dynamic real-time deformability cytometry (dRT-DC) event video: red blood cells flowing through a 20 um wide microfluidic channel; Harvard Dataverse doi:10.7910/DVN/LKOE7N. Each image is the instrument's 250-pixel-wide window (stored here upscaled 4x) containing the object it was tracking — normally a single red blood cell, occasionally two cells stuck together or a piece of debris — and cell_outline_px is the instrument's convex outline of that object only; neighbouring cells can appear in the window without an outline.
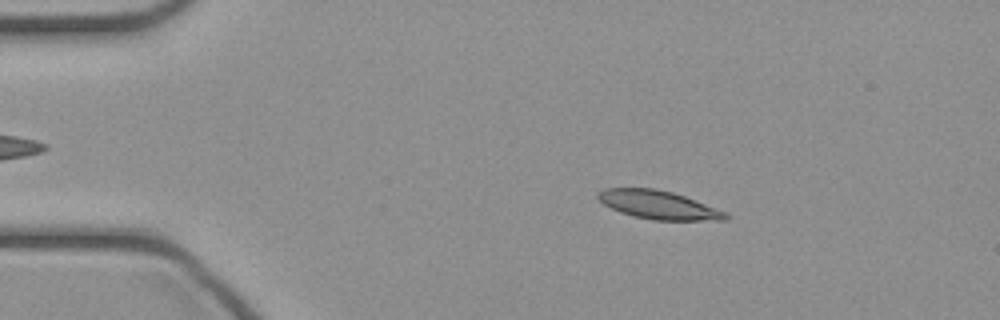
{"species": "common noctule bat (a hibernating species)", "species_latin": "Nyctalus noctula", "temperature_condition": "cold", "stored_images_in_passage": 46, "camera_frame_rate_fps": 3000, "um_per_image_px": 0.085, "animal": {"sex": "female", "body_mass_g": 21.9}, "frame": {"image": 1, "passage_image": 8, "time_ms": 2.333, "image_size_px": [1000, 320], "cell_outline_px": [[728, 220], [652, 220], [632, 216], [620, 212], [604, 204], [596, 196], [596, 192], [604, 188], [656, 188], [672, 192], [684, 196], [728, 212]], "centroid_in_image_um": [55.96, 17.41], "position_along_channel_um": 29.0, "area_um2": 21.21}}
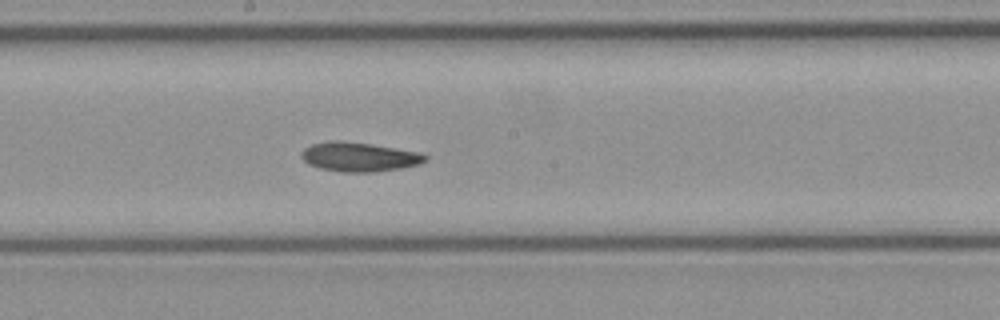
{"frame": {"image": 2, "passage_image": 25, "time_ms": 8.0, "image_size_px": [1000, 320], "cell_outline_px": [[428, 160], [420, 164], [400, 168], [376, 172], [340, 172], [320, 168], [308, 164], [300, 156], [300, 152], [304, 148], [312, 144], [332, 140], [336, 140], [372, 144], [420, 152], [428, 156]], "centroid_in_image_um": [30.53, 13.34], "position_along_channel_um": 217.7, "area_um2": 21.27}}
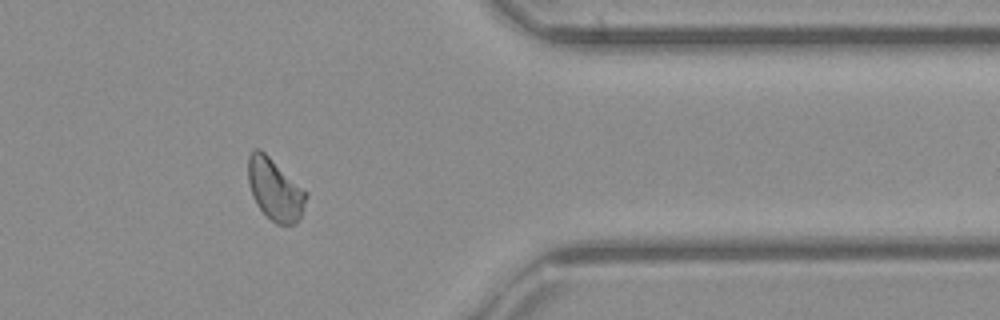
{"frame": {"image": 3, "passage_image": 38, "time_ms": 12.333, "image_size_px": [1000, 320], "cell_outline_px": [[308, 196], [300, 220], [296, 224], [276, 224], [256, 204], [252, 196], [248, 180], [248, 156], [256, 148], [260, 148], [308, 192]], "centroid_in_image_um": [23.39, 16.11], "position_along_channel_um": 388.0, "area_um2": 20.92}}